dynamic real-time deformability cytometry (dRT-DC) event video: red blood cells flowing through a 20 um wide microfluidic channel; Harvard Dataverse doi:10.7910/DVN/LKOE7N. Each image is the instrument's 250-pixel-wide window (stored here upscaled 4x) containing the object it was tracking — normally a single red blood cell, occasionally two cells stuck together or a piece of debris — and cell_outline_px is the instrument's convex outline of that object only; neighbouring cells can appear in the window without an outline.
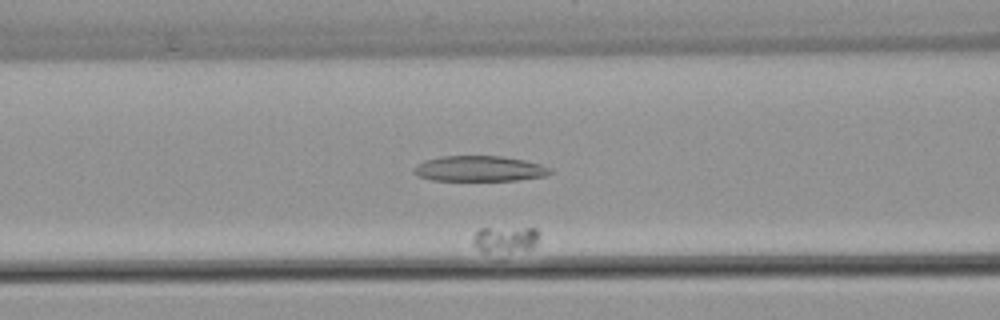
{"species": "common noctule bat (a hibernating species)", "species_latin": "Nyctalus noctula", "temperature_condition": "warm", "stored_images_in_passage": 45, "camera_frame_rate_fps": 3000, "um_per_image_px": 0.085, "animal": {"sex": "female", "body_mass_g": 22.7, "forearm_length_mm": 54.2}, "frame": {"image": 1, "passage_image": 18, "time_ms": 5.667, "image_size_px": [1000, 320], "cell_outline_px": [[540, 236], [536, 244], [528, 248], [488, 252], [480, 252], [472, 244], [472, 236], [480, 228], [536, 228], [540, 232]], "centroid_in_image_um": [42.9, 20.31], "position_along_channel_um": 123.7, "area_um2": 10.0}}
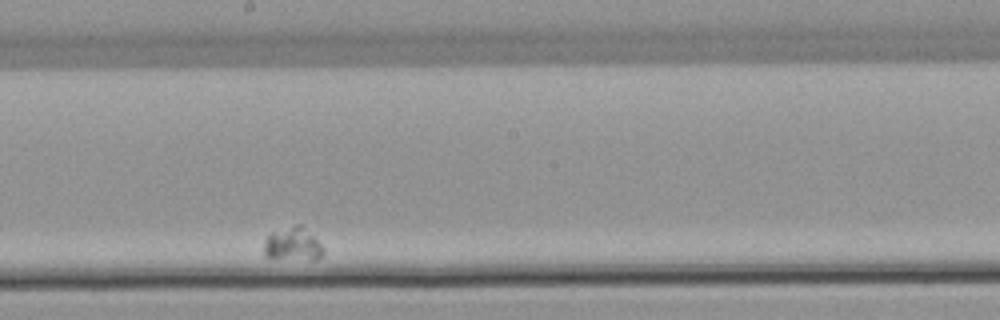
{"frame": {"image": 2, "passage_image": 30, "time_ms": 9.667, "image_size_px": [1000, 320], "cell_outline_px": [[324, 252], [320, 256], [312, 260], [264, 256], [264, 244], [268, 236], [272, 232], [296, 224], [300, 224], [324, 248]], "centroid_in_image_um": [24.88, 20.75], "position_along_channel_um": 223.3, "area_um2": 11.1}}
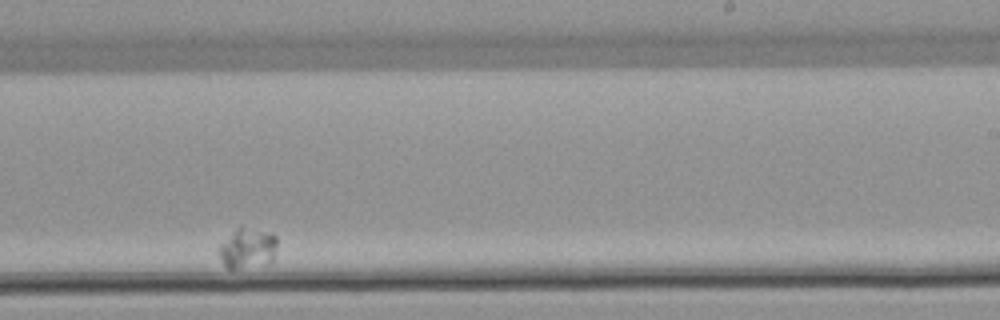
{"frame": {"image": 3, "passage_image": 35, "time_ms": 11.333, "image_size_px": [1000, 320], "cell_outline_px": [[276, 244], [272, 260], [236, 268], [228, 268], [224, 264], [216, 248], [236, 228], [240, 228], [260, 232], [276, 236]], "centroid_in_image_um": [20.96, 21.1], "position_along_channel_um": 268.0, "area_um2": 12.66}}